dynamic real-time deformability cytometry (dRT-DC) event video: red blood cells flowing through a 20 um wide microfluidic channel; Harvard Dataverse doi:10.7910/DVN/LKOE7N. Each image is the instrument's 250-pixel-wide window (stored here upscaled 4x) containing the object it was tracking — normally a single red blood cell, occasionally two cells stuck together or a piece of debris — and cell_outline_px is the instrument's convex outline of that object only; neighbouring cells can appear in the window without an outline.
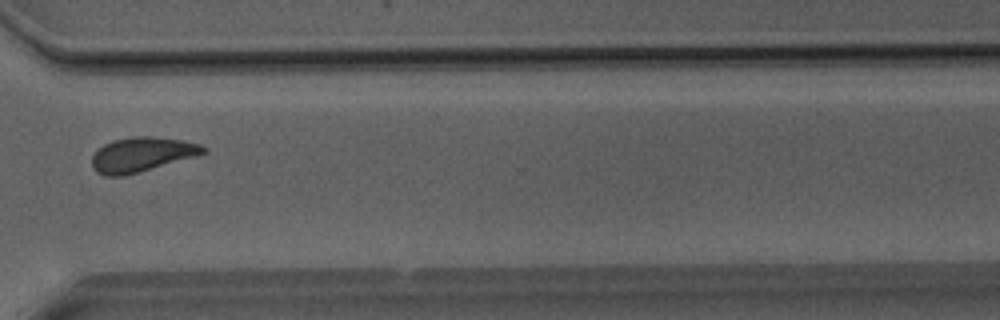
{"species": "Egyptian fruit bat (a non-hibernating species)", "species_latin": "Rousettus aegyptiacus", "temperature_condition": "room temperature", "stored_images_in_passage": 33, "camera_frame_rate_fps": 3000, "um_per_image_px": 0.085, "animal": {"sex": "male"}, "frame": {"image": 1, "passage_image": 24, "time_ms": 7.667, "image_size_px": [1000, 320], "cell_outline_px": [[208, 152], [196, 156], [124, 176], [104, 176], [96, 172], [92, 168], [92, 156], [104, 144], [112, 140], [132, 136], [148, 136], [180, 140], [200, 144], [208, 148]], "centroid_in_image_um": [12.04, 13.13], "position_along_channel_um": 358.6, "area_um2": 22.37}, "authors_computed_cell_mechanics": {"area_um2": 22.1952, "velocity_mm_per_s": 4.0329, "shape_relaxation_time_tau1_ms": 7.3067, "shape_relaxation_time_tau2_ms": 1.7707, "deformation_change_tau1": 0.1542, "deformation_change_tau2": 0.0707}}